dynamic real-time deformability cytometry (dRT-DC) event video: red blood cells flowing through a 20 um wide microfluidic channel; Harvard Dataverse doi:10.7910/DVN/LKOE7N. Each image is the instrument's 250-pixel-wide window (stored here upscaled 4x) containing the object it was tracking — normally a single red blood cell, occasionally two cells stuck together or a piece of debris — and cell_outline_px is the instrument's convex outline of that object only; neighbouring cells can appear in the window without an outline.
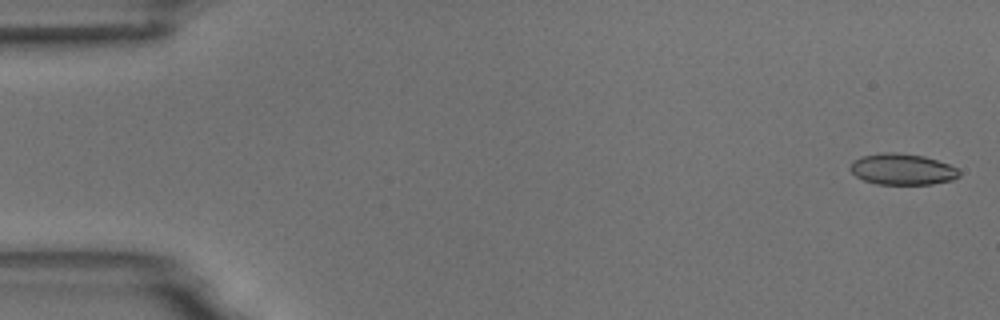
{"species": "common noctule bat (a hibernating species)", "species_latin": "Nyctalus noctula", "temperature_condition": "room temperature", "stored_images_in_passage": 6, "segment_of_instrument_passage": [1, 2], "camera_frame_rate_fps": 3000, "um_per_image_px": 0.085, "animal": {"sex": "male", "body_mass_g": 18.8}, "frame": {"image": 1, "passage_image": 1, "time_ms": 0.0, "image_size_px": [1000, 320], "cell_outline_px": [[960, 176], [952, 180], [932, 184], [876, 184], [864, 180], [856, 176], [848, 168], [852, 160], [864, 156], [884, 152], [896, 152], [924, 156], [948, 164], [956, 168], [960, 172]], "centroid_in_image_um": [76.68, 14.39], "position_along_channel_um": 8.3, "area_um2": 19.77}}
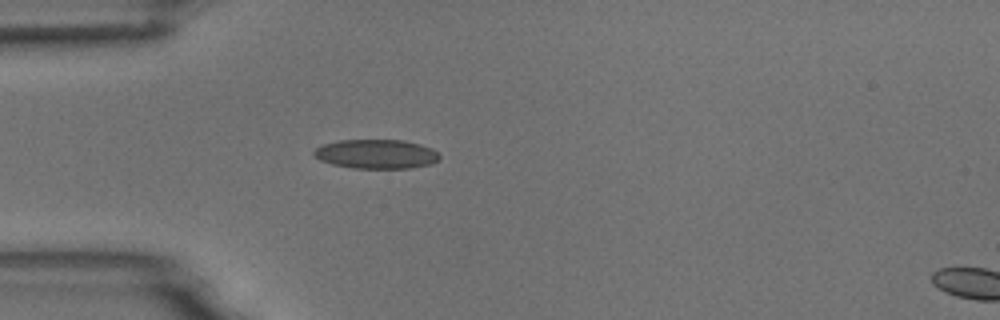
{"frame": {"image": 2, "passage_image": 5, "time_ms": 4.667, "image_size_px": [1000, 320], "cell_outline_px": [[440, 156], [432, 164], [412, 168], [352, 168], [332, 164], [320, 160], [312, 152], [316, 148], [324, 144], [340, 140], [404, 140], [420, 144], [432, 148]], "centroid_in_image_um": [31.99, 13.09], "position_along_channel_um": 53.0, "area_um2": 21.33}}